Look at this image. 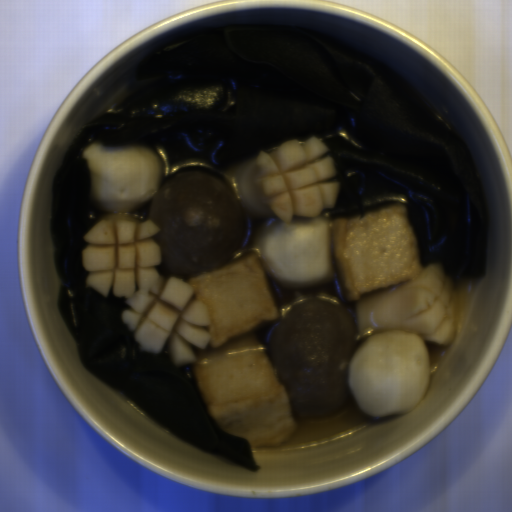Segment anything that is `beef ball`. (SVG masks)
Here are the masks:
<instances>
[{"label":"beef ball","mask_w":512,"mask_h":512,"mask_svg":"<svg viewBox=\"0 0 512 512\" xmlns=\"http://www.w3.org/2000/svg\"><path fill=\"white\" fill-rule=\"evenodd\" d=\"M266 326L261 343L291 411L329 415L343 404L356 350L355 319L343 294L316 285L298 288Z\"/></svg>","instance_id":"c3f7d807"},{"label":"beef ball","mask_w":512,"mask_h":512,"mask_svg":"<svg viewBox=\"0 0 512 512\" xmlns=\"http://www.w3.org/2000/svg\"><path fill=\"white\" fill-rule=\"evenodd\" d=\"M146 221L160 228L161 276L190 283L201 273L219 270L249 253L256 236L231 184L206 169L171 177L151 199Z\"/></svg>","instance_id":"3eea062c"}]
</instances>
